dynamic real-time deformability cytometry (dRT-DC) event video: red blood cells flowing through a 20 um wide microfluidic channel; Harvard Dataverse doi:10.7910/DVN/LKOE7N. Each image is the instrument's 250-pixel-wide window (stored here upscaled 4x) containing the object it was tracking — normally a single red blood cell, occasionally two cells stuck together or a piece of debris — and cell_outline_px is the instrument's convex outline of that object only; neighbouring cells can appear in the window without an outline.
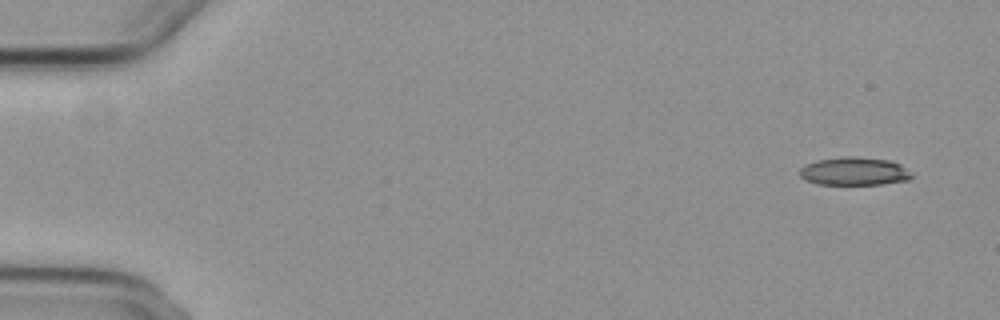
{"species": "common noctule bat (a hibernating species)", "species_latin": "Nyctalus noctula", "temperature_condition": "cold", "stored_images_in_passage": 5, "camera_frame_rate_fps": 3000, "um_per_image_px": 0.085, "animal": {"sex": "female", "body_mass_g": 29.2, "forearm_length_mm": 56.3}, "frame": {"image": 1, "passage_image": 1, "time_ms": 0.0, "image_size_px": [1000, 320], "cell_outline_px": [[912, 176], [908, 180], [880, 184], [820, 184], [808, 180], [800, 176], [800, 168], [816, 160], [844, 156], [856, 156], [888, 160], [900, 164]], "centroid_in_image_um": [72.6, 14.55], "position_along_channel_um": 12.4, "area_um2": 18.03}}
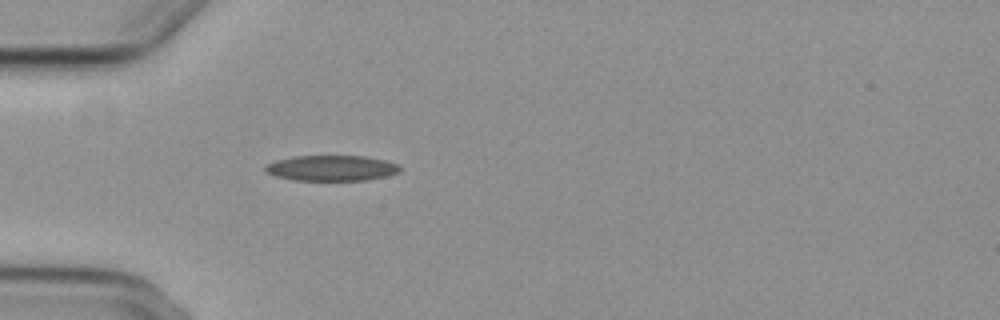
{"frame": {"image": 2, "passage_image": 5, "time_ms": 4.667, "image_size_px": [1000, 320], "cell_outline_px": [[400, 172], [388, 176], [368, 180], [292, 180], [276, 176], [264, 172], [264, 164], [276, 160], [292, 156], [364, 156], [384, 160], [396, 164], [400, 168]], "centroid_in_image_um": [28.13, 14.29], "position_along_channel_um": 56.9, "area_um2": 20.17}}